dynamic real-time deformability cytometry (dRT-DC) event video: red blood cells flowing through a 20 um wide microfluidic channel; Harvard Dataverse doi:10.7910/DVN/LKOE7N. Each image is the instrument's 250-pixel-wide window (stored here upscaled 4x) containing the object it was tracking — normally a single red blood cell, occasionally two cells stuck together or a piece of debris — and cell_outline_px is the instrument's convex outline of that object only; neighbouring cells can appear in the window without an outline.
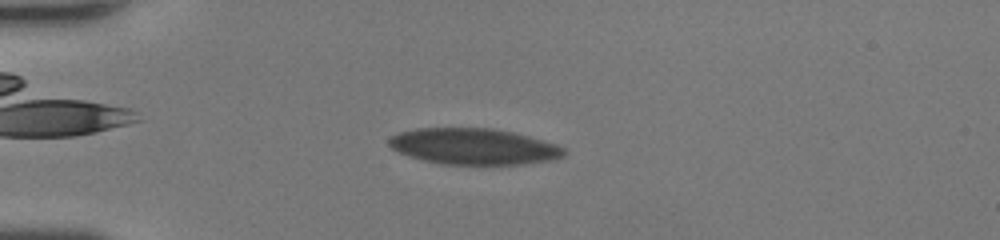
{"species": "human", "species_latin": "Homo sapiens", "temperature_condition": "room temperature", "stored_images_in_passage": 39, "camera_frame_rate_fps": 3000, "um_per_image_px": 0.085, "donor": {"sex": "female"}, "frame": {"image": 1, "passage_image": 7, "time_ms": 2.0, "image_size_px": [1000, 240], "cell_outline_px": [[568, 152], [564, 156], [556, 160], [524, 164], [440, 164], [424, 160], [400, 152], [392, 148], [388, 144], [388, 140], [392, 136], [400, 132], [416, 128], [492, 128], [512, 132], [528, 136], [556, 144], [564, 148]], "centroid_in_image_um": [40.32, 12.45], "position_along_channel_um": 44.7, "area_um2": 36.82}}
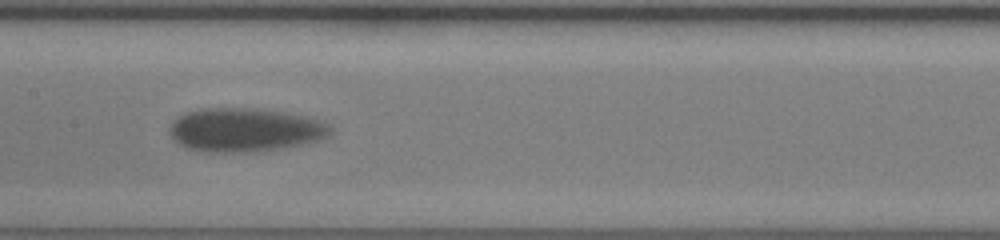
{"frame": {"image": 2, "passage_image": 22, "time_ms": 7.0, "image_size_px": [1000, 240], "cell_outline_px": [[332, 132], [328, 136], [320, 140], [280, 148], [252, 152], [196, 152], [184, 148], [172, 140], [168, 132], [172, 120], [188, 112], [200, 108], [244, 108], [280, 112], [304, 116], [332, 124]], "centroid_in_image_um": [20.75, 11.06], "position_along_channel_um": 186.6, "area_um2": 41.15}}
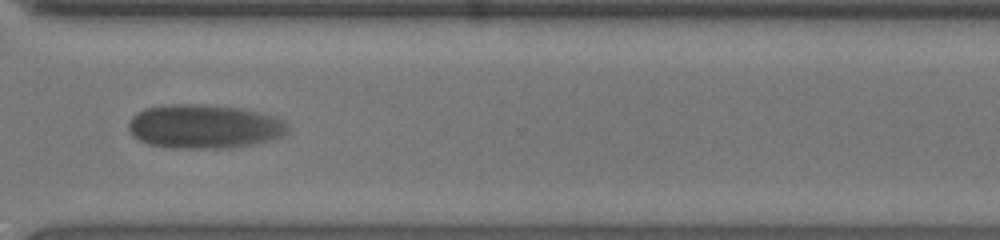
{"frame": {"image": 3, "passage_image": 35, "time_ms": 11.333, "image_size_px": [1000, 240], "cell_outline_px": [[288, 132], [284, 136], [272, 140], [252, 144], [228, 148], [176, 148], [148, 144], [132, 136], [128, 128], [128, 120], [136, 112], [144, 108], [164, 104], [204, 104], [244, 108], [272, 116], [284, 120], [288, 124]], "centroid_in_image_um": [17.35, 10.74], "position_along_channel_um": 353.3, "area_um2": 41.33}, "authors_computed_cell_mechanics": {"area_um2": 39.2462, "velocity_mm_per_s": 3.6268, "shape_relaxation_time_tau1_ms": 6.6357, "shape_relaxation_time_tau2_ms": null, "deformation_change_tau1": 0.1327, "deformation_change_tau2": null}}